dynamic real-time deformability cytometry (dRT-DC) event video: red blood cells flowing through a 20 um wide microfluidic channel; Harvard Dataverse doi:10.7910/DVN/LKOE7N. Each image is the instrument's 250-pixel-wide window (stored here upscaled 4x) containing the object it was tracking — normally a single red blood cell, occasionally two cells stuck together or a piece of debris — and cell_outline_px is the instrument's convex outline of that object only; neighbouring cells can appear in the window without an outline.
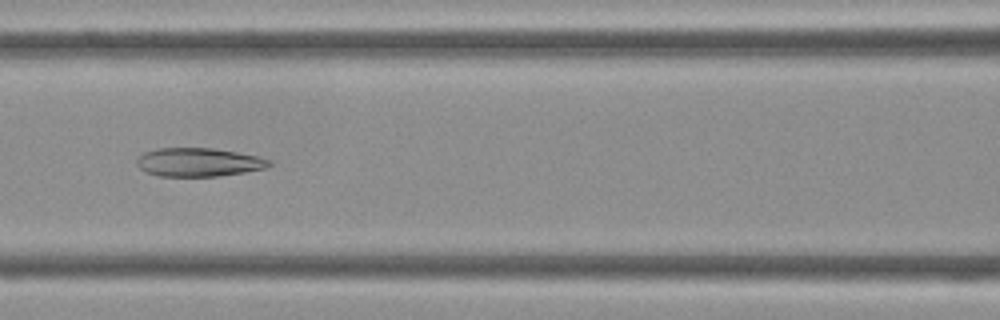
{"species": "Egyptian fruit bat (a non-hibernating species)", "species_latin": "Rousettus aegyptiacus", "temperature_condition": "cold", "stored_images_in_passage": 4, "camera_frame_rate_fps": 3000, "um_per_image_px": 0.085, "frame": {"image": 1, "passage_image": 4, "time_ms": 1.0, "image_size_px": [1000, 320], "cell_outline_px": [[272, 164], [268, 168], [244, 172], [216, 176], [160, 176], [144, 172], [136, 164], [136, 160], [144, 152], [156, 148], [212, 148], [236, 152], [256, 156], [272, 160]], "centroid_in_image_um": [16.88, 13.79], "position_along_channel_um": 149.7, "area_um2": 22.08}}